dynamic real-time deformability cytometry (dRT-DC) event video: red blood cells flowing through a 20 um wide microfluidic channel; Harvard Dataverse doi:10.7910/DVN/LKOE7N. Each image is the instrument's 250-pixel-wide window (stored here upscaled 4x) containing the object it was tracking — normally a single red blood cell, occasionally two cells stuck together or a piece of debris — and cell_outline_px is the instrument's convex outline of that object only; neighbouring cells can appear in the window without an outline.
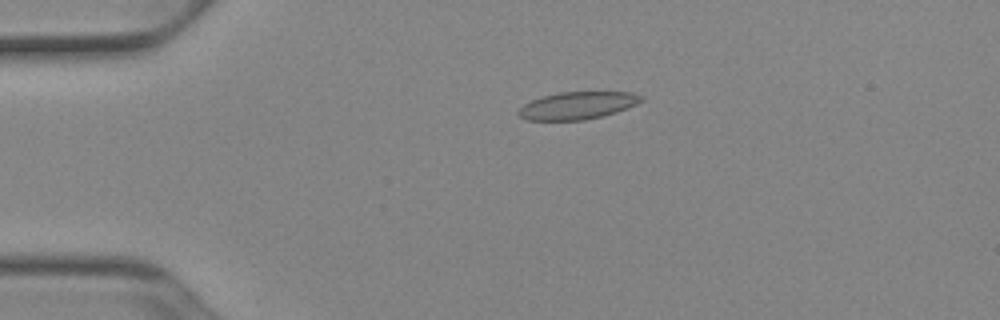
{"species": "Egyptian fruit bat (a non-hibernating species)", "species_latin": "Rousettus aegyptiacus", "temperature_condition": "cold", "stored_images_in_passage": 52, "camera_frame_rate_fps": 3000, "um_per_image_px": 0.085, "animal": {"sex": "female"}, "frame": {"image": 1, "passage_image": 12, "time_ms": 3.667, "image_size_px": [1000, 320], "cell_outline_px": [[644, 100], [636, 104], [616, 112], [604, 116], [584, 120], [528, 120], [520, 116], [516, 112], [524, 104], [532, 100], [544, 96], [560, 92], [632, 92], [644, 96]], "centroid_in_image_um": [49.11, 8.97], "position_along_channel_um": 35.9, "area_um2": 19.59}}
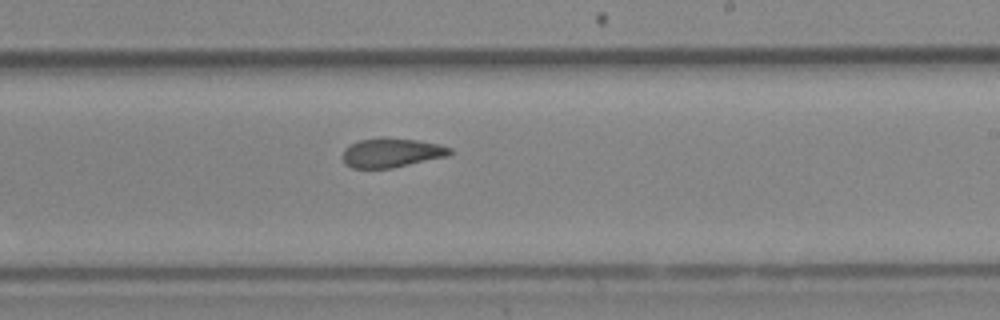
{"frame": {"image": 2, "passage_image": 32, "time_ms": 10.333, "image_size_px": [1000, 320], "cell_outline_px": [[452, 152], [448, 156], [392, 168], [352, 168], [344, 164], [344, 148], [360, 140], [384, 136], [416, 140], [440, 144], [452, 148]], "centroid_in_image_um": [33.3, 12.97], "position_along_channel_um": 255.7, "area_um2": 18.38}}
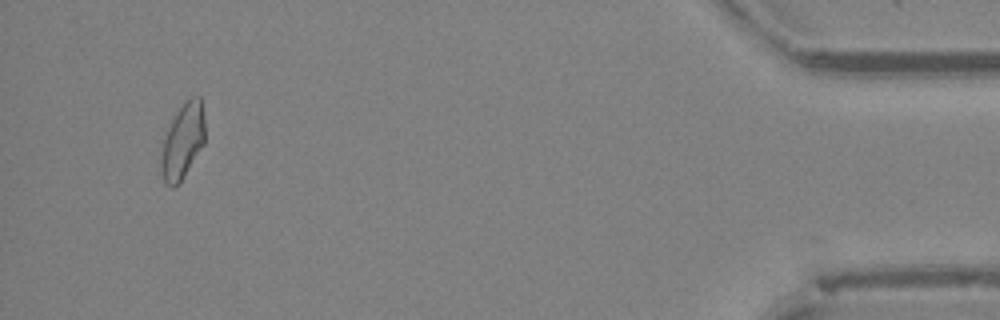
{"frame": {"image": 3, "passage_image": 50, "time_ms": 16.333, "image_size_px": [1000, 320], "cell_outline_px": [[204, 144], [184, 176], [172, 188], [164, 184], [160, 172], [160, 152], [164, 132], [176, 112], [192, 96], [200, 96], [204, 120]], "centroid_in_image_um": [15.48, 12.03], "position_along_channel_um": 419.7, "area_um2": 19.42}, "authors_computed_cell_mechanics": {"area_um2": 19.2763, "velocity_mm_per_s": 3.9062, "shape_relaxation_time_tau1_ms": 10.6603, "shape_relaxation_time_tau2_ms": 2.2761, "deformation_change_tau1": 0.2064, "deformation_change_tau2": 0.0758}}